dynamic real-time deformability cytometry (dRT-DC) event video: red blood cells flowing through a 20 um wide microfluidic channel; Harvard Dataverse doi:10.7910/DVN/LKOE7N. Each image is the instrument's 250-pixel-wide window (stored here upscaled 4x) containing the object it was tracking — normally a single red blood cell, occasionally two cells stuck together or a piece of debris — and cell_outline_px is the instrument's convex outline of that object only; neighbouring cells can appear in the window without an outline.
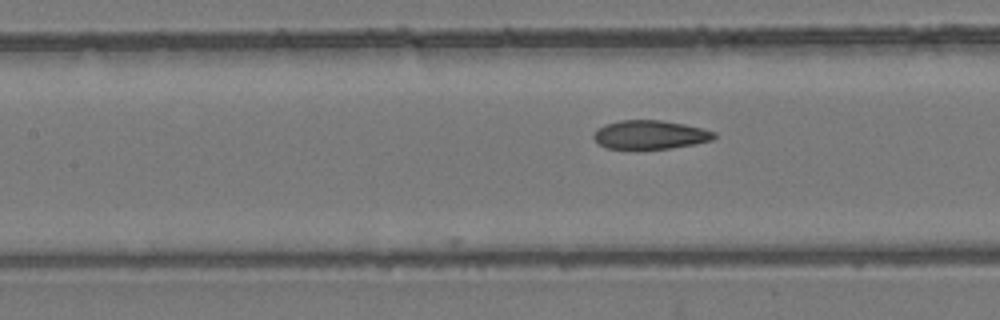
{"species": "common noctule bat (a hibernating species)", "species_latin": "Nyctalus noctula", "temperature_condition": "room temperature", "stored_images_in_passage": 9, "camera_frame_rate_fps": 3000, "um_per_image_px": 0.085, "animal": {"sex": "female", "body_mass_g": 24.6, "forearm_length_mm": 56.2}, "frame": {"image": 1, "passage_image": 6, "time_ms": 6.333, "image_size_px": [1000, 320], "cell_outline_px": [[716, 136], [712, 140], [692, 144], [668, 148], [608, 148], [600, 144], [592, 136], [604, 124], [620, 120], [660, 120], [684, 124], [716, 132]], "centroid_in_image_um": [55.27, 11.43], "position_along_channel_um": 152.1, "area_um2": 19.71}}
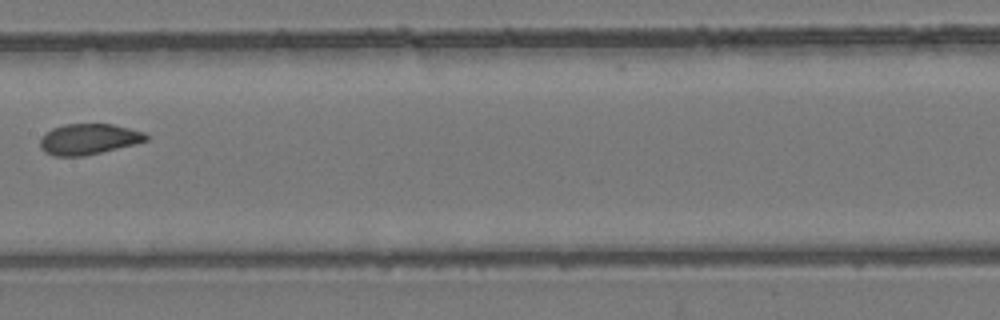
{"frame": {"image": 2, "passage_image": 8, "time_ms": 8.667, "image_size_px": [1000, 320], "cell_outline_px": [[148, 140], [136, 144], [100, 152], [80, 156], [56, 156], [44, 152], [40, 148], [40, 140], [52, 128], [64, 124], [112, 124], [144, 132], [148, 136]], "centroid_in_image_um": [7.54, 11.82], "position_along_channel_um": 199.9, "area_um2": 18.79}}
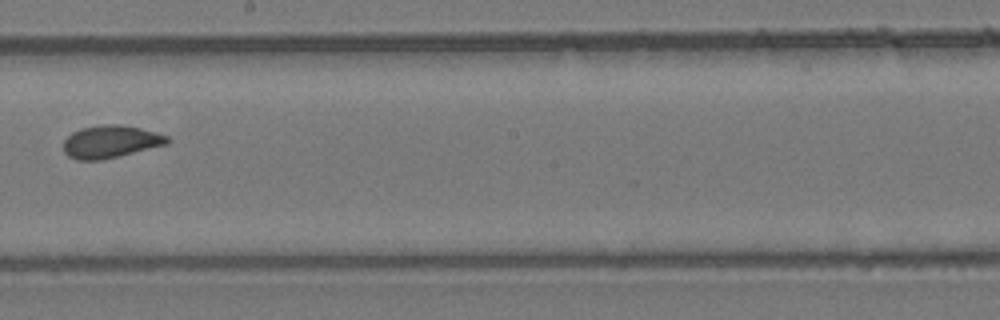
{"frame": {"image": 3, "passage_image": 9, "time_ms": 9.667, "image_size_px": [1000, 320], "cell_outline_px": [[172, 140], [168, 144], [100, 160], [76, 160], [68, 156], [64, 152], [64, 140], [72, 132], [80, 128], [104, 124], [116, 124], [140, 128], [156, 132], [168, 136]], "centroid_in_image_um": [9.4, 12.03], "position_along_channel_um": 238.8, "area_um2": 19.65}}